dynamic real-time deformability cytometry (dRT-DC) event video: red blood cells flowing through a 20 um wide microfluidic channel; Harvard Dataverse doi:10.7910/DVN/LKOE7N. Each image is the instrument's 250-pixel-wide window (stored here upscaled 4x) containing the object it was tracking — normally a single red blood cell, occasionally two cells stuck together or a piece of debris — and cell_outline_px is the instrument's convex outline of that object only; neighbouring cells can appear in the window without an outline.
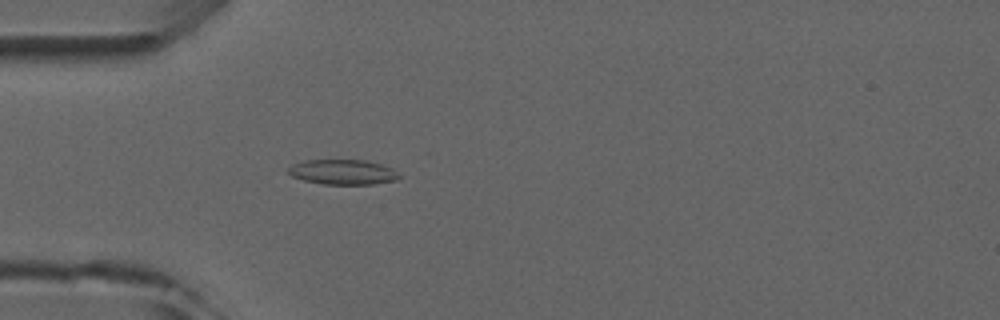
{"species": "common noctule bat (a hibernating species)", "species_latin": "Nyctalus noctula", "temperature_condition": "room temperature", "stored_images_in_passage": 4, "camera_frame_rate_fps": 3000, "um_per_image_px": 0.085, "animal": {"sex": "male", "forearm_length_mm": 52.5}, "frame": {"image": 1, "passage_image": 4, "time_ms": 3.667, "image_size_px": [1000, 320], "cell_outline_px": [[400, 176], [396, 180], [372, 184], [324, 184], [304, 180], [292, 176], [288, 172], [288, 168], [292, 164], [304, 160], [364, 160], [380, 164], [392, 168]], "centroid_in_image_um": [29.12, 14.62], "position_along_channel_um": 55.9, "area_um2": 16.01}}